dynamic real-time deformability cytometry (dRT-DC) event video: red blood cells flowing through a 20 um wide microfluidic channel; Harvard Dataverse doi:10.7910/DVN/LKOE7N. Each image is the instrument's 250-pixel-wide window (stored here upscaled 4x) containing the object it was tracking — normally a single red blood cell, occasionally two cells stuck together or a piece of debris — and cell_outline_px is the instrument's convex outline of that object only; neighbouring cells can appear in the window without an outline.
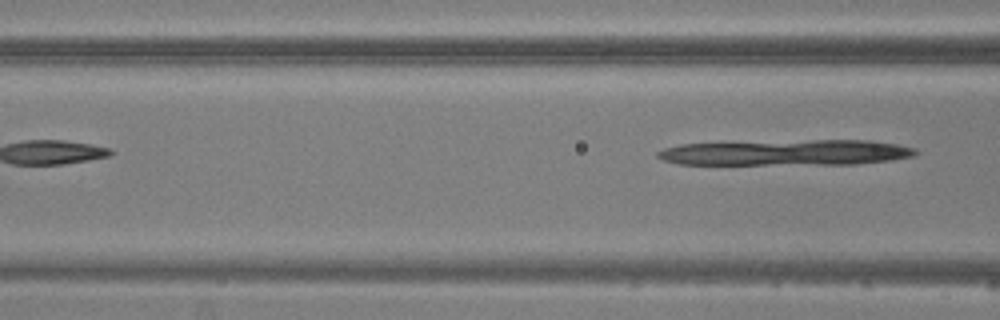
{"species": "common noctule bat (a hibernating species)", "species_latin": "Nyctalus noctula", "temperature_condition": "warm", "stored_images_in_passage": 5, "camera_frame_rate_fps": 3000, "um_per_image_px": 0.085, "animal": {"sex": "male", "body_mass_g": 20.5, "forearm_length_mm": 52.5}, "frame": {"image": 1, "passage_image": 5, "time_ms": 4.667, "image_size_px": [1000, 320], "cell_outline_px": [[920, 152], [916, 156], [892, 160], [856, 164], [676, 164], [664, 160], [656, 156], [656, 152], [664, 148], [680, 144], [812, 140], [872, 140], [896, 144], [916, 148]], "centroid_in_image_um": [66.89, 12.97], "position_along_channel_um": 99.7, "area_um2": 38.73}}